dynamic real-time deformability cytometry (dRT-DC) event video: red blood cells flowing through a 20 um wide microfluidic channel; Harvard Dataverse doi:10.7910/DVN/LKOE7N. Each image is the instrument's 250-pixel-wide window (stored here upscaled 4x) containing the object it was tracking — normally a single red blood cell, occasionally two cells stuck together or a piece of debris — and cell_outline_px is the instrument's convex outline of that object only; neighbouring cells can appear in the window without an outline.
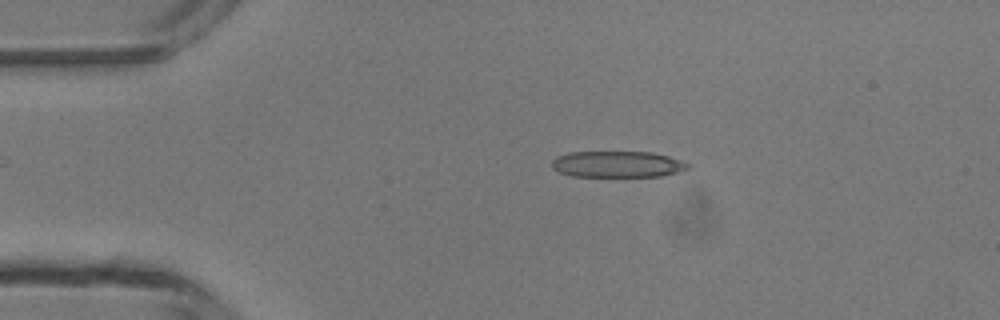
{"species": "common noctule bat (a hibernating species)", "species_latin": "Nyctalus noctula", "temperature_condition": "room temperature", "stored_images_in_passage": 5, "camera_frame_rate_fps": 3000, "um_per_image_px": 0.085, "animal": {"sex": "male", "body_mass_g": 13.3}, "frame": {"image": 1, "passage_image": 3, "time_ms": 2.667, "image_size_px": [1000, 320], "cell_outline_px": [[692, 164], [688, 168], [676, 172], [660, 176], [572, 176], [560, 172], [552, 168], [552, 160], [556, 156], [568, 152], [652, 152], [668, 156]], "centroid_in_image_um": [52.46, 13.95], "position_along_channel_um": 32.5, "area_um2": 20.75}}
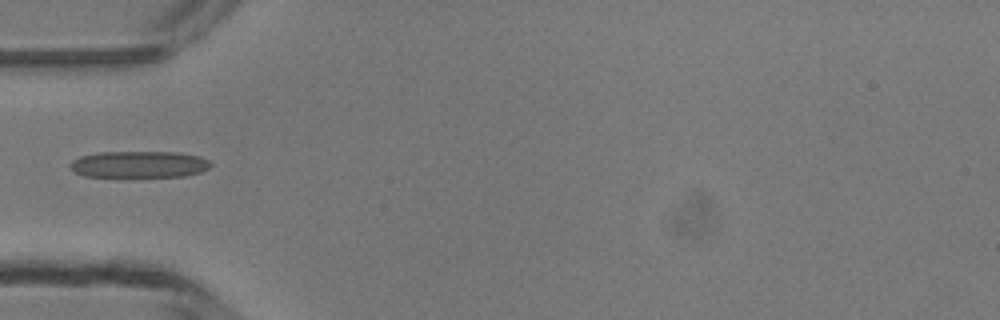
{"frame": {"image": 2, "passage_image": 5, "time_ms": 4.667, "image_size_px": [1000, 320], "cell_outline_px": [[212, 164], [208, 168], [200, 172], [184, 176], [84, 176], [72, 172], [68, 164], [72, 160], [80, 156], [100, 152], [180, 152], [200, 156], [208, 160]], "centroid_in_image_um": [11.79, 13.96], "position_along_channel_um": 73.2, "area_um2": 21.85}}